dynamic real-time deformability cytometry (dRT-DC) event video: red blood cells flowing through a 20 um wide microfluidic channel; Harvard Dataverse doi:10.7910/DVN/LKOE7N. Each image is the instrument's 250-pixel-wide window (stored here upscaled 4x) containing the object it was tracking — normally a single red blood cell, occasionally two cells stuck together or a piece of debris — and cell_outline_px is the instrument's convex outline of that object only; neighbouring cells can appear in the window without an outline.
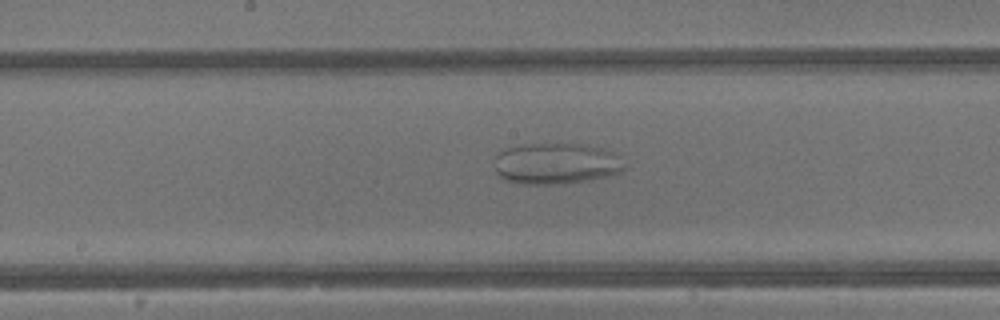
{"species": "common noctule bat (a hibernating species)", "species_latin": "Nyctalus noctula", "temperature_condition": "warm", "stored_images_in_passage": 42, "camera_frame_rate_fps": 3000, "um_per_image_px": 0.085, "animal": {"sex": "male", "body_mass_g": 13.3}, "frame": {"image": 1, "passage_image": 22, "time_ms": 7.0, "image_size_px": [1000, 320], "cell_outline_px": [[628, 168], [620, 172], [608, 176], [588, 180], [564, 184], [524, 184], [504, 180], [496, 172], [496, 156], [500, 152], [508, 148], [524, 144], [588, 144], [612, 152]], "centroid_in_image_um": [47.28, 13.91], "position_along_channel_um": 200.9, "area_um2": 31.1}}
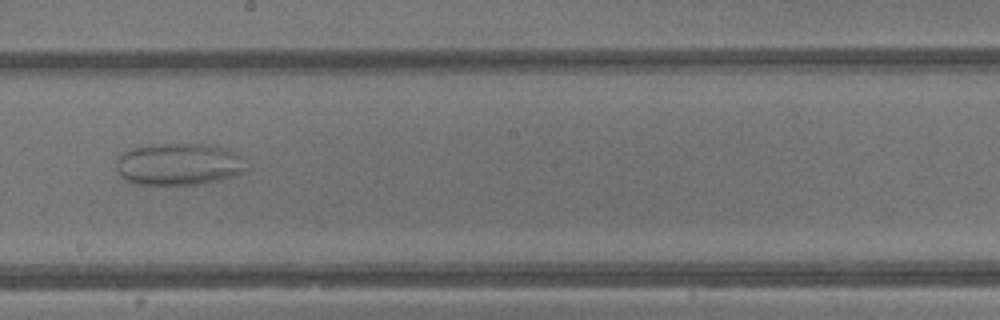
{"frame": {"image": 2, "passage_image": 24, "time_ms": 7.667, "image_size_px": [1000, 320], "cell_outline_px": [[244, 172], [232, 176], [216, 180], [196, 184], [136, 184], [120, 176], [116, 168], [116, 160], [124, 152], [132, 148], [152, 144], [204, 144], [228, 148], [240, 156], [244, 168]], "centroid_in_image_um": [15.15, 13.94], "position_along_channel_um": 233.1, "area_um2": 31.44}}
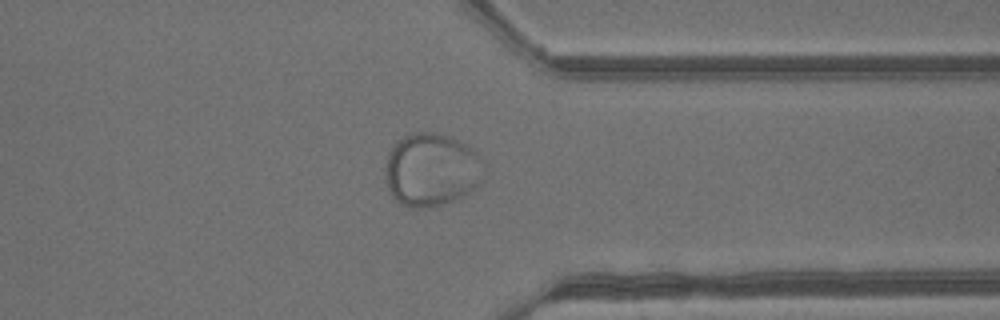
{"frame": {"image": 3, "passage_image": 33, "time_ms": 10.667, "image_size_px": [1000, 320], "cell_outline_px": [[476, 184], [464, 196], [456, 200], [444, 204], [428, 208], [412, 208], [400, 204], [392, 196], [388, 188], [384, 168], [388, 152], [404, 136], [416, 132], [432, 132], [456, 140], [472, 148], [476, 152]], "centroid_in_image_um": [36.53, 14.46], "position_along_channel_um": 374.9, "area_um2": 40.69}}